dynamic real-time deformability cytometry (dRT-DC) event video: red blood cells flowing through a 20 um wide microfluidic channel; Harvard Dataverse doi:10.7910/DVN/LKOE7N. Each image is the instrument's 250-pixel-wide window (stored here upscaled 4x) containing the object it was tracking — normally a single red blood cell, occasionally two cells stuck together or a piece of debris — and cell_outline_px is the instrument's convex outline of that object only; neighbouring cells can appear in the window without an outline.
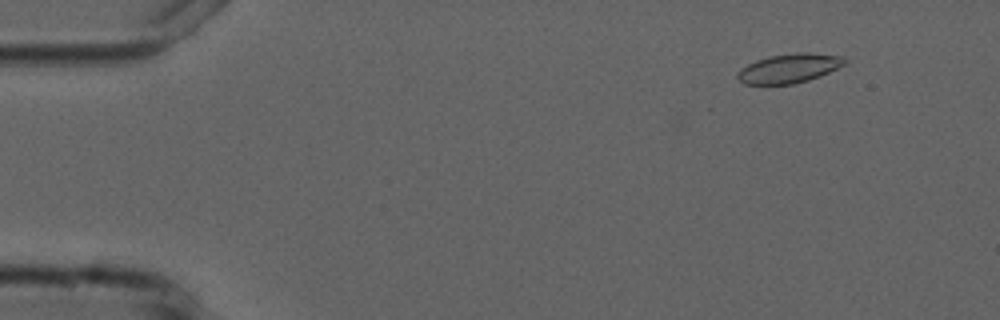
{"species": "common noctule bat (a hibernating species)", "species_latin": "Nyctalus noctula", "temperature_condition": "cold", "stored_images_in_passage": 5, "camera_frame_rate_fps": 3000, "um_per_image_px": 0.085, "animal": {"sex": "male", "forearm_length_mm": 52.5}, "frame": {"image": 1, "passage_image": 2, "time_ms": 1.333, "image_size_px": [1000, 320], "cell_outline_px": [[848, 60], [844, 64], [820, 76], [808, 80], [792, 84], [744, 84], [736, 76], [748, 64], [756, 60], [768, 56], [796, 52], [808, 52], [844, 56]], "centroid_in_image_um": [67.12, 5.79], "position_along_channel_um": 17.9, "area_um2": 18.09}}